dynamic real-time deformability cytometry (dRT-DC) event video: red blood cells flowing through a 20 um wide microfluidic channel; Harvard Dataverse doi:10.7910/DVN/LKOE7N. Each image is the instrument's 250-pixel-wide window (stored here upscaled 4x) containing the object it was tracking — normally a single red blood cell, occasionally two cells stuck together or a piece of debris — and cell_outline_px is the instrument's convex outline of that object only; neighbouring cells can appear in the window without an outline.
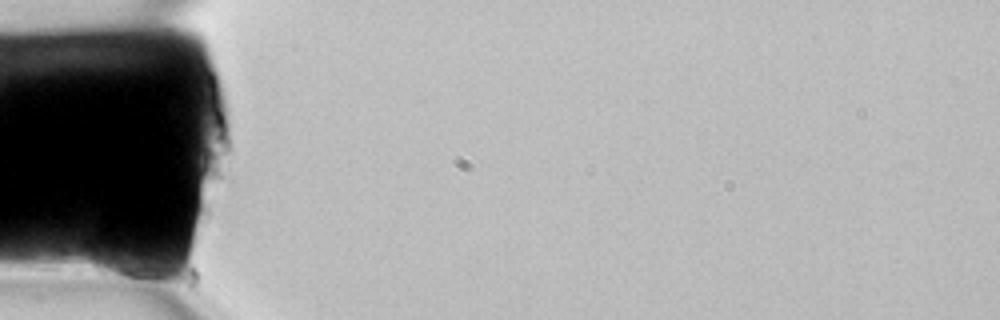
{"species": "common noctule bat (a hibernating species)", "species_latin": "Nyctalus noctula", "temperature_condition": "room temperature", "stored_images_in_passage": 3, "camera_frame_rate_fps": 3000, "um_per_image_px": 0.085, "animal": {"sex": "female", "body_mass_g": 22.7, "forearm_length_mm": 54.2}, "frame": {"image": 1, "passage_image": 1, "time_ms": 0.0, "image_size_px": [1000, 320], "cell_outline_px": [[160, 276], [156, 288], [92, 272], [88, 260], [92, 244], [96, 240], [104, 240], [140, 256], [160, 272]], "centroid_in_image_um": [10.34, 22.47], "position_along_channel_um": 74.7, "area_um2": 14.51}}